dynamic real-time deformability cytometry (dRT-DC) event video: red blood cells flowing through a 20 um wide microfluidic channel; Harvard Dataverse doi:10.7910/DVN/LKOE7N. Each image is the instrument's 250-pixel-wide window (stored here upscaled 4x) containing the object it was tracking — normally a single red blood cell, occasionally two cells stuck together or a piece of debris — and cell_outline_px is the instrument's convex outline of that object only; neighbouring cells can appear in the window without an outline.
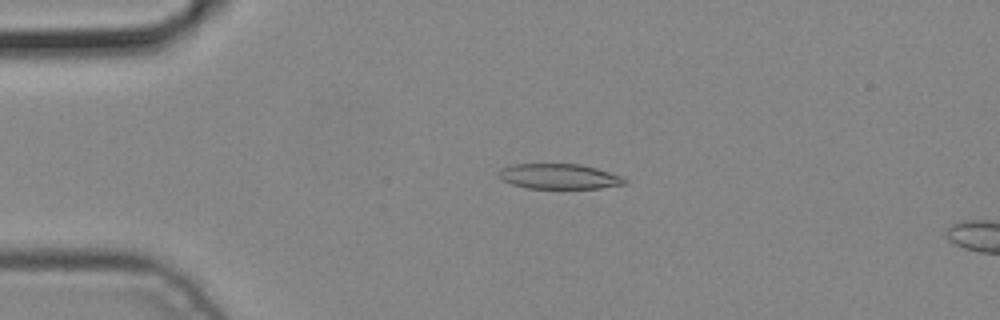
{"species": "common noctule bat (a hibernating species)", "species_latin": "Nyctalus noctula", "temperature_condition": "cold", "stored_images_in_passage": 4, "camera_frame_rate_fps": 3000, "um_per_image_px": 0.085, "animal": {"sex": "male", "body_mass_g": 19.2, "forearm_length_mm": 51.8}, "frame": {"image": 1, "passage_image": 2, "time_ms": 0.333, "image_size_px": [1000, 320], "cell_outline_px": [[628, 180], [624, 184], [600, 188], [528, 188], [512, 184], [504, 180], [500, 176], [500, 168], [512, 164], [580, 164], [596, 168], [620, 176]], "centroid_in_image_um": [47.53, 14.99], "position_along_channel_um": 37.5, "area_um2": 18.21}}
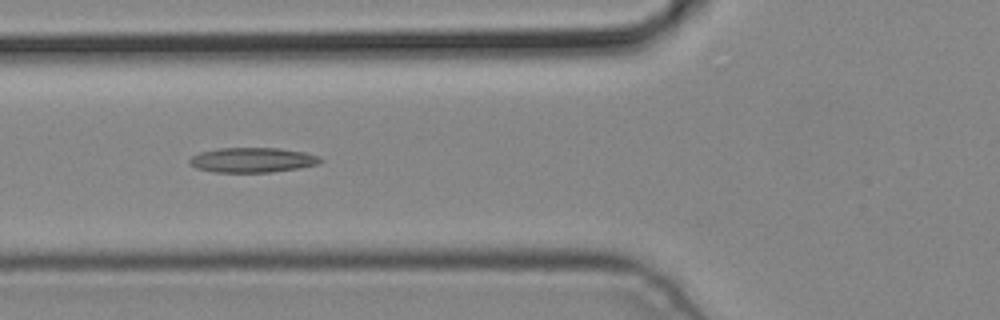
{"frame": {"image": 2, "passage_image": 4, "time_ms": 1.0, "image_size_px": [1000, 320], "cell_outline_px": [[324, 160], [316, 164], [300, 168], [272, 172], [212, 172], [196, 168], [188, 164], [188, 160], [192, 156], [200, 152], [220, 148], [280, 148], [304, 152], [320, 156]], "centroid_in_image_um": [21.44, 13.6], "position_along_channel_um": 104.4, "area_um2": 19.07}}